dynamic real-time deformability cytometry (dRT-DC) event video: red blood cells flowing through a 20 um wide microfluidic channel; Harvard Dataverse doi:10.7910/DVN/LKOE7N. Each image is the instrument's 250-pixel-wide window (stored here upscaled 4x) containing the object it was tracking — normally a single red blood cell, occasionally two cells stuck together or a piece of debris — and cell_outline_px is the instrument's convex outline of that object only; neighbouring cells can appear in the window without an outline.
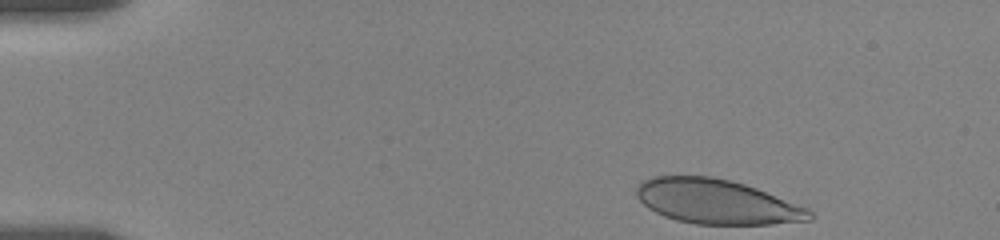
{"species": "human", "species_latin": "Homo sapiens", "temperature_condition": "room temperature", "stored_images_in_passage": 14, "camera_frame_rate_fps": 3000, "um_per_image_px": 0.085, "donor": {"sex": "female"}, "frame": {"image": 1, "passage_image": 1, "time_ms": 0.0, "image_size_px": [1000, 240], "cell_outline_px": [[816, 216], [812, 220], [772, 224], [696, 224], [676, 220], [664, 216], [648, 208], [636, 196], [636, 188], [640, 180], [652, 176], [712, 176], [744, 184], [756, 188], [808, 208]], "centroid_in_image_um": [60.91, 17.14], "position_along_channel_um": 24.1, "area_um2": 45.03}}
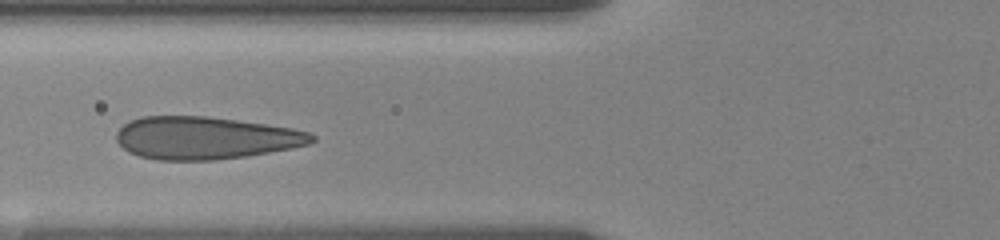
{"frame": {"image": 2, "passage_image": 10, "time_ms": 5.0, "image_size_px": [1000, 240], "cell_outline_px": [[316, 140], [308, 144], [292, 148], [248, 156], [212, 160], [156, 160], [140, 156], [128, 152], [116, 140], [116, 132], [128, 120], [140, 116], [208, 116], [292, 128], [308, 132], [316, 136]], "centroid_in_image_um": [17.43, 11.72], "position_along_channel_um": 108.4, "area_um2": 48.55}}
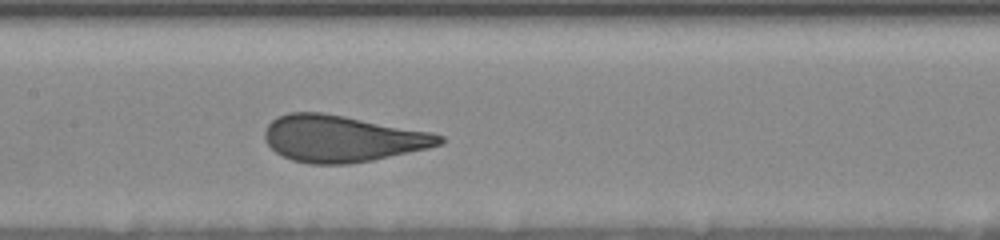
{"frame": {"image": 3, "passage_image": 14, "time_ms": 7.0, "image_size_px": [1000, 240], "cell_outline_px": [[444, 144], [428, 148], [372, 160], [348, 164], [312, 164], [292, 160], [276, 152], [268, 144], [264, 136], [264, 132], [268, 124], [276, 116], [288, 112], [320, 112], [344, 116], [432, 132], [444, 136]], "centroid_in_image_um": [29.08, 11.78], "position_along_channel_um": 178.3, "area_um2": 47.34}}